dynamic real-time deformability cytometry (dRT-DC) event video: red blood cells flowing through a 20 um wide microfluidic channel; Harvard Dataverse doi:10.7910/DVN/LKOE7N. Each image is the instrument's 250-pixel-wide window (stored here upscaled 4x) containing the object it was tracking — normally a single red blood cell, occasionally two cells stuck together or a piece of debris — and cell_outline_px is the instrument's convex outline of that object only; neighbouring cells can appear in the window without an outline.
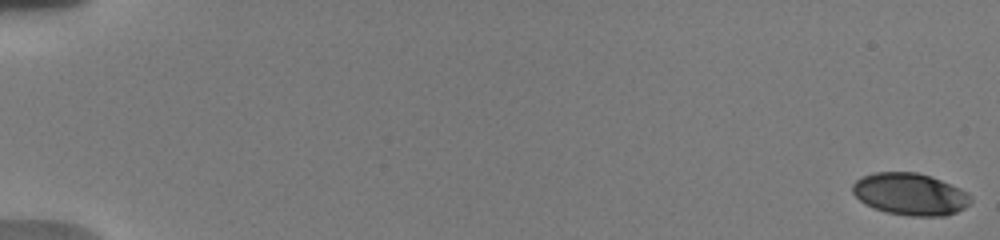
{"species": "human", "species_latin": "Homo sapiens", "temperature_condition": "warm", "stored_images_in_passage": 18, "camera_frame_rate_fps": 3000, "um_per_image_px": 0.085, "donor": {"sex": "male"}, "frame": {"image": 1, "passage_image": 1, "time_ms": 0.0, "image_size_px": [1000, 240], "cell_outline_px": [[972, 200], [964, 208], [956, 212], [944, 216], [908, 216], [884, 212], [872, 208], [864, 204], [852, 192], [852, 184], [856, 180], [872, 172], [916, 172], [940, 180], [960, 188], [968, 192], [972, 196]], "centroid_in_image_um": [77.35, 16.51], "position_along_channel_um": 7.7, "area_um2": 29.07}}
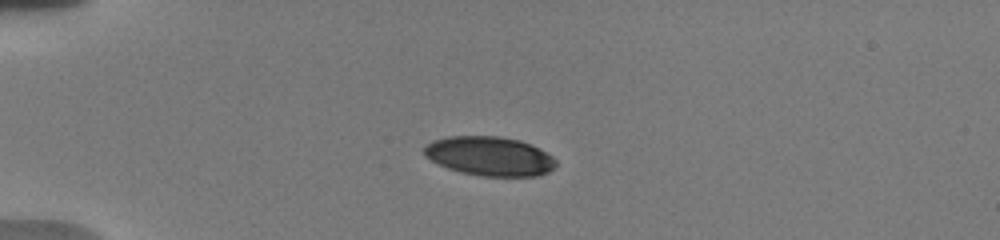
{"frame": {"image": 2, "passage_image": 12, "time_ms": 5.0, "image_size_px": [1000, 240], "cell_outline_px": [[556, 164], [548, 172], [540, 176], [480, 176], [460, 172], [448, 168], [424, 156], [424, 144], [432, 140], [448, 136], [500, 136], [520, 140], [532, 144], [540, 148], [552, 156], [556, 160]], "centroid_in_image_um": [41.62, 13.26], "position_along_channel_um": 43.4, "area_um2": 30.35}}